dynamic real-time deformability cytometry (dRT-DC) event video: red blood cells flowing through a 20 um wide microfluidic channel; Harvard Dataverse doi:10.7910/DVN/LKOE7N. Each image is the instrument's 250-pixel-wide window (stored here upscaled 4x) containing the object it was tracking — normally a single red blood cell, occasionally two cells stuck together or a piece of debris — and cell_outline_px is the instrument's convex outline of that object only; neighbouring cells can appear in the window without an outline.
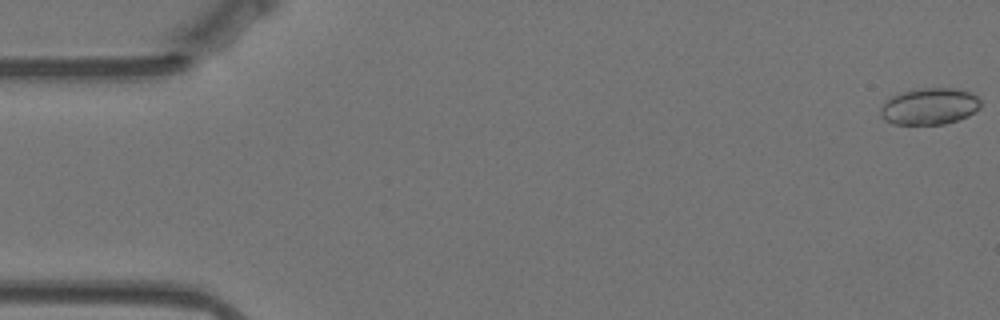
{"species": "Egyptian fruit bat (a non-hibernating species)", "species_latin": "Rousettus aegyptiacus", "temperature_condition": "warm", "stored_images_in_passage": 58, "camera_frame_rate_fps": 3000, "um_per_image_px": 0.085, "animal": {"sex": "female"}, "frame": {"image": 1, "passage_image": 1, "time_ms": 0.0, "image_size_px": [1000, 320], "cell_outline_px": [[980, 108], [968, 116], [944, 124], [892, 124], [884, 120], [880, 116], [880, 108], [892, 96], [904, 92], [924, 88], [956, 88], [968, 92], [976, 96], [980, 100]], "centroid_in_image_um": [79.0, 9.05], "position_along_channel_um": 6.0, "area_um2": 21.15}}
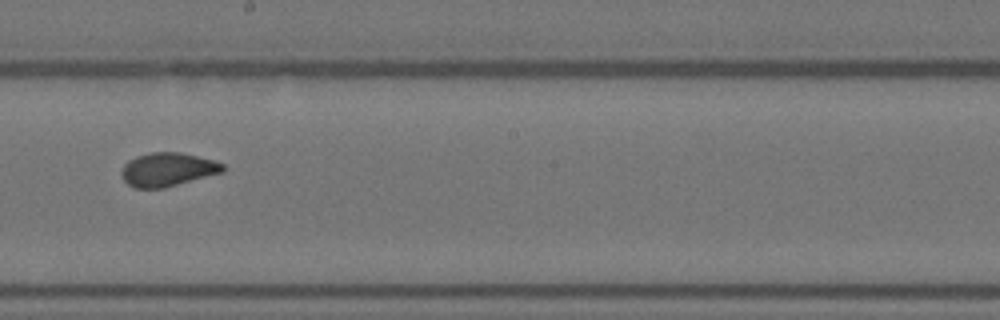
{"frame": {"image": 2, "passage_image": 32, "time_ms": 10.333, "image_size_px": [1000, 320], "cell_outline_px": [[224, 172], [164, 188], [136, 188], [128, 184], [124, 180], [120, 172], [124, 164], [128, 160], [136, 156], [152, 152], [180, 152], [216, 160], [224, 164]], "centroid_in_image_um": [14.26, 14.4], "position_along_channel_um": 233.9, "area_um2": 20.0}}
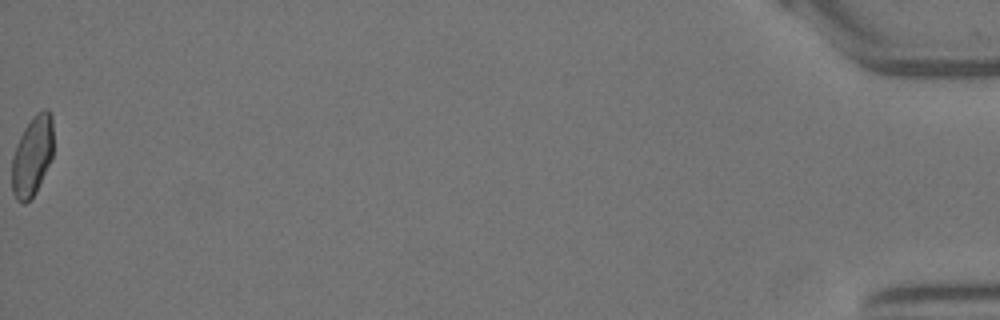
{"frame": {"image": 3, "passage_image": 58, "time_ms": 19.0, "image_size_px": [1000, 320], "cell_outline_px": [[52, 156], [36, 192], [24, 204], [20, 204], [16, 200], [12, 192], [12, 156], [16, 144], [24, 128], [32, 116], [36, 112], [44, 108], [48, 108], [52, 116]], "centroid_in_image_um": [2.72, 13.24], "position_along_channel_um": 432.5, "area_um2": 19.42}, "authors_computed_cell_mechanics": {"area_um2": 20.1722, "velocity_mm_per_s": 3.5281, "shape_relaxation_time_tau1_ms": 4.6025, "shape_relaxation_time_tau2_ms": 0.8111, "deformation_change_tau1": 0.1433, "deformation_change_tau2": 0.0566}}